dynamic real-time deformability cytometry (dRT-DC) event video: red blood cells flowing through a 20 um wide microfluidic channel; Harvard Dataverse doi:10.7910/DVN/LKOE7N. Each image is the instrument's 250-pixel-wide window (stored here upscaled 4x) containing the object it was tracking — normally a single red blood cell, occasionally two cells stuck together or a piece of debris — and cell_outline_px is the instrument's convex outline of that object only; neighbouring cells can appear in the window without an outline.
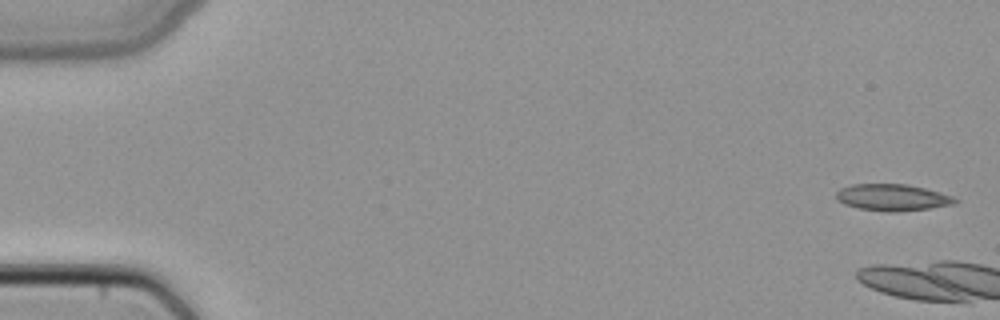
{"species": "common noctule bat (a hibernating species)", "species_latin": "Nyctalus noctula", "temperature_condition": "cold", "stored_images_in_passage": 5, "segment_of_instrument_passage": [2, 2], "camera_frame_rate_fps": 3000, "um_per_image_px": 0.085, "animal": {"sex": "female", "body_mass_g": 22.7, "forearm_length_mm": 54.2}, "frame": {"image": 1, "passage_image": 5, "time_ms": 1.333, "image_size_px": [1000, 320], "cell_outline_px": [[960, 200], [956, 204], [928, 208], [896, 212], [888, 212], [860, 208], [844, 204], [836, 200], [836, 192], [840, 188], [852, 184], [908, 184], [940, 192], [952, 196]], "centroid_in_image_um": [75.86, 16.78], "position_along_channel_um": 9.1, "area_um2": 18.5}}